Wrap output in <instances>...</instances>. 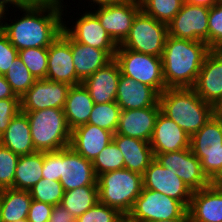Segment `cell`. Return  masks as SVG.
I'll use <instances>...</instances> for the list:
<instances>
[{"instance_id":"cell-10","label":"cell","mask_w":222,"mask_h":222,"mask_svg":"<svg viewBox=\"0 0 222 222\" xmlns=\"http://www.w3.org/2000/svg\"><path fill=\"white\" fill-rule=\"evenodd\" d=\"M92 8L95 9L92 12L98 17L101 26L117 45H121L127 38L134 18L141 10L140 2L136 0Z\"/></svg>"},{"instance_id":"cell-40","label":"cell","mask_w":222,"mask_h":222,"mask_svg":"<svg viewBox=\"0 0 222 222\" xmlns=\"http://www.w3.org/2000/svg\"><path fill=\"white\" fill-rule=\"evenodd\" d=\"M121 215L118 210L98 201L93 207L79 216L76 222H116Z\"/></svg>"},{"instance_id":"cell-13","label":"cell","mask_w":222,"mask_h":222,"mask_svg":"<svg viewBox=\"0 0 222 222\" xmlns=\"http://www.w3.org/2000/svg\"><path fill=\"white\" fill-rule=\"evenodd\" d=\"M70 85L38 79L20 98L21 111L30 112L47 108L63 109Z\"/></svg>"},{"instance_id":"cell-19","label":"cell","mask_w":222,"mask_h":222,"mask_svg":"<svg viewBox=\"0 0 222 222\" xmlns=\"http://www.w3.org/2000/svg\"><path fill=\"white\" fill-rule=\"evenodd\" d=\"M160 111V105L121 110L116 134L150 142Z\"/></svg>"},{"instance_id":"cell-58","label":"cell","mask_w":222,"mask_h":222,"mask_svg":"<svg viewBox=\"0 0 222 222\" xmlns=\"http://www.w3.org/2000/svg\"><path fill=\"white\" fill-rule=\"evenodd\" d=\"M48 1H51V2H60V3H64V1L63 0H48Z\"/></svg>"},{"instance_id":"cell-17","label":"cell","mask_w":222,"mask_h":222,"mask_svg":"<svg viewBox=\"0 0 222 222\" xmlns=\"http://www.w3.org/2000/svg\"><path fill=\"white\" fill-rule=\"evenodd\" d=\"M63 21V29L77 42L102 50H117L118 45L101 26L98 17L90 10L86 11L73 23L67 26ZM69 27V28H68Z\"/></svg>"},{"instance_id":"cell-44","label":"cell","mask_w":222,"mask_h":222,"mask_svg":"<svg viewBox=\"0 0 222 222\" xmlns=\"http://www.w3.org/2000/svg\"><path fill=\"white\" fill-rule=\"evenodd\" d=\"M53 205L38 202L32 199L27 220L29 222H48L51 212H52Z\"/></svg>"},{"instance_id":"cell-43","label":"cell","mask_w":222,"mask_h":222,"mask_svg":"<svg viewBox=\"0 0 222 222\" xmlns=\"http://www.w3.org/2000/svg\"><path fill=\"white\" fill-rule=\"evenodd\" d=\"M42 177L54 181L60 180V150L43 152Z\"/></svg>"},{"instance_id":"cell-56","label":"cell","mask_w":222,"mask_h":222,"mask_svg":"<svg viewBox=\"0 0 222 222\" xmlns=\"http://www.w3.org/2000/svg\"><path fill=\"white\" fill-rule=\"evenodd\" d=\"M30 2H47L48 0H29Z\"/></svg>"},{"instance_id":"cell-14","label":"cell","mask_w":222,"mask_h":222,"mask_svg":"<svg viewBox=\"0 0 222 222\" xmlns=\"http://www.w3.org/2000/svg\"><path fill=\"white\" fill-rule=\"evenodd\" d=\"M46 79L70 86L77 85V75L71 52V36L64 29L48 47Z\"/></svg>"},{"instance_id":"cell-7","label":"cell","mask_w":222,"mask_h":222,"mask_svg":"<svg viewBox=\"0 0 222 222\" xmlns=\"http://www.w3.org/2000/svg\"><path fill=\"white\" fill-rule=\"evenodd\" d=\"M114 59L118 62L122 75L154 88L159 94L166 89L161 57L118 45Z\"/></svg>"},{"instance_id":"cell-24","label":"cell","mask_w":222,"mask_h":222,"mask_svg":"<svg viewBox=\"0 0 222 222\" xmlns=\"http://www.w3.org/2000/svg\"><path fill=\"white\" fill-rule=\"evenodd\" d=\"M187 210L192 222H222V189L210 184L193 191Z\"/></svg>"},{"instance_id":"cell-50","label":"cell","mask_w":222,"mask_h":222,"mask_svg":"<svg viewBox=\"0 0 222 222\" xmlns=\"http://www.w3.org/2000/svg\"><path fill=\"white\" fill-rule=\"evenodd\" d=\"M124 1H126V0H90V2H93V3H91L90 8L93 4H94L93 7L94 6L97 7V6L106 5V4H118V3H121V2H124Z\"/></svg>"},{"instance_id":"cell-31","label":"cell","mask_w":222,"mask_h":222,"mask_svg":"<svg viewBox=\"0 0 222 222\" xmlns=\"http://www.w3.org/2000/svg\"><path fill=\"white\" fill-rule=\"evenodd\" d=\"M98 201V185H88L64 191L61 205L78 218Z\"/></svg>"},{"instance_id":"cell-27","label":"cell","mask_w":222,"mask_h":222,"mask_svg":"<svg viewBox=\"0 0 222 222\" xmlns=\"http://www.w3.org/2000/svg\"><path fill=\"white\" fill-rule=\"evenodd\" d=\"M93 107L94 102L82 83L71 86L63 108L70 129L87 124Z\"/></svg>"},{"instance_id":"cell-54","label":"cell","mask_w":222,"mask_h":222,"mask_svg":"<svg viewBox=\"0 0 222 222\" xmlns=\"http://www.w3.org/2000/svg\"><path fill=\"white\" fill-rule=\"evenodd\" d=\"M116 222H139L133 219L129 214H122Z\"/></svg>"},{"instance_id":"cell-39","label":"cell","mask_w":222,"mask_h":222,"mask_svg":"<svg viewBox=\"0 0 222 222\" xmlns=\"http://www.w3.org/2000/svg\"><path fill=\"white\" fill-rule=\"evenodd\" d=\"M209 47L222 50V2L209 8Z\"/></svg>"},{"instance_id":"cell-12","label":"cell","mask_w":222,"mask_h":222,"mask_svg":"<svg viewBox=\"0 0 222 222\" xmlns=\"http://www.w3.org/2000/svg\"><path fill=\"white\" fill-rule=\"evenodd\" d=\"M143 188L158 191L180 201L187 209L192 197V190L172 169L164 168L155 158L143 174Z\"/></svg>"},{"instance_id":"cell-42","label":"cell","mask_w":222,"mask_h":222,"mask_svg":"<svg viewBox=\"0 0 222 222\" xmlns=\"http://www.w3.org/2000/svg\"><path fill=\"white\" fill-rule=\"evenodd\" d=\"M18 56V50L9 42L8 37L0 30V75H5Z\"/></svg>"},{"instance_id":"cell-16","label":"cell","mask_w":222,"mask_h":222,"mask_svg":"<svg viewBox=\"0 0 222 222\" xmlns=\"http://www.w3.org/2000/svg\"><path fill=\"white\" fill-rule=\"evenodd\" d=\"M197 95L215 107L222 99V50L212 49L203 62L193 87Z\"/></svg>"},{"instance_id":"cell-18","label":"cell","mask_w":222,"mask_h":222,"mask_svg":"<svg viewBox=\"0 0 222 222\" xmlns=\"http://www.w3.org/2000/svg\"><path fill=\"white\" fill-rule=\"evenodd\" d=\"M191 136L179 125L159 112L150 141L153 155L190 148Z\"/></svg>"},{"instance_id":"cell-59","label":"cell","mask_w":222,"mask_h":222,"mask_svg":"<svg viewBox=\"0 0 222 222\" xmlns=\"http://www.w3.org/2000/svg\"><path fill=\"white\" fill-rule=\"evenodd\" d=\"M0 222H2L1 221V198H0Z\"/></svg>"},{"instance_id":"cell-15","label":"cell","mask_w":222,"mask_h":222,"mask_svg":"<svg viewBox=\"0 0 222 222\" xmlns=\"http://www.w3.org/2000/svg\"><path fill=\"white\" fill-rule=\"evenodd\" d=\"M60 183L64 191L88 185H98L92 162L70 146L60 150Z\"/></svg>"},{"instance_id":"cell-52","label":"cell","mask_w":222,"mask_h":222,"mask_svg":"<svg viewBox=\"0 0 222 222\" xmlns=\"http://www.w3.org/2000/svg\"><path fill=\"white\" fill-rule=\"evenodd\" d=\"M211 185L214 187L222 189V169L219 173L211 180Z\"/></svg>"},{"instance_id":"cell-6","label":"cell","mask_w":222,"mask_h":222,"mask_svg":"<svg viewBox=\"0 0 222 222\" xmlns=\"http://www.w3.org/2000/svg\"><path fill=\"white\" fill-rule=\"evenodd\" d=\"M190 148L211 181L222 169V117L213 115L191 136Z\"/></svg>"},{"instance_id":"cell-36","label":"cell","mask_w":222,"mask_h":222,"mask_svg":"<svg viewBox=\"0 0 222 222\" xmlns=\"http://www.w3.org/2000/svg\"><path fill=\"white\" fill-rule=\"evenodd\" d=\"M18 56L36 80L46 79L48 48L21 49L18 51Z\"/></svg>"},{"instance_id":"cell-47","label":"cell","mask_w":222,"mask_h":222,"mask_svg":"<svg viewBox=\"0 0 222 222\" xmlns=\"http://www.w3.org/2000/svg\"><path fill=\"white\" fill-rule=\"evenodd\" d=\"M20 98L12 91L10 84L3 75H0V99Z\"/></svg>"},{"instance_id":"cell-11","label":"cell","mask_w":222,"mask_h":222,"mask_svg":"<svg viewBox=\"0 0 222 222\" xmlns=\"http://www.w3.org/2000/svg\"><path fill=\"white\" fill-rule=\"evenodd\" d=\"M209 7L184 2L181 10L168 24V35L204 41L209 46Z\"/></svg>"},{"instance_id":"cell-25","label":"cell","mask_w":222,"mask_h":222,"mask_svg":"<svg viewBox=\"0 0 222 222\" xmlns=\"http://www.w3.org/2000/svg\"><path fill=\"white\" fill-rule=\"evenodd\" d=\"M113 141L124 156V168L143 175L154 159L150 142L116 133L113 135Z\"/></svg>"},{"instance_id":"cell-33","label":"cell","mask_w":222,"mask_h":222,"mask_svg":"<svg viewBox=\"0 0 222 222\" xmlns=\"http://www.w3.org/2000/svg\"><path fill=\"white\" fill-rule=\"evenodd\" d=\"M121 108L114 102L95 104L88 123L113 132L117 131Z\"/></svg>"},{"instance_id":"cell-1","label":"cell","mask_w":222,"mask_h":222,"mask_svg":"<svg viewBox=\"0 0 222 222\" xmlns=\"http://www.w3.org/2000/svg\"><path fill=\"white\" fill-rule=\"evenodd\" d=\"M65 9L60 2H30L20 7L24 12L18 19L4 22L1 31L9 42L19 51L28 48H48L63 29L62 13Z\"/></svg>"},{"instance_id":"cell-20","label":"cell","mask_w":222,"mask_h":222,"mask_svg":"<svg viewBox=\"0 0 222 222\" xmlns=\"http://www.w3.org/2000/svg\"><path fill=\"white\" fill-rule=\"evenodd\" d=\"M113 132L87 123L71 132L70 147L93 162L96 156L113 140Z\"/></svg>"},{"instance_id":"cell-57","label":"cell","mask_w":222,"mask_h":222,"mask_svg":"<svg viewBox=\"0 0 222 222\" xmlns=\"http://www.w3.org/2000/svg\"><path fill=\"white\" fill-rule=\"evenodd\" d=\"M15 222H29V221H28L27 218H26V219L17 220V221H15Z\"/></svg>"},{"instance_id":"cell-55","label":"cell","mask_w":222,"mask_h":222,"mask_svg":"<svg viewBox=\"0 0 222 222\" xmlns=\"http://www.w3.org/2000/svg\"><path fill=\"white\" fill-rule=\"evenodd\" d=\"M214 113H215V115L222 117V99H221L220 102L214 107Z\"/></svg>"},{"instance_id":"cell-23","label":"cell","mask_w":222,"mask_h":222,"mask_svg":"<svg viewBox=\"0 0 222 222\" xmlns=\"http://www.w3.org/2000/svg\"><path fill=\"white\" fill-rule=\"evenodd\" d=\"M159 95L154 88L121 74L115 101L121 110L141 109L160 105Z\"/></svg>"},{"instance_id":"cell-29","label":"cell","mask_w":222,"mask_h":222,"mask_svg":"<svg viewBox=\"0 0 222 222\" xmlns=\"http://www.w3.org/2000/svg\"><path fill=\"white\" fill-rule=\"evenodd\" d=\"M43 152L20 156L15 169L13 188L29 191L42 177Z\"/></svg>"},{"instance_id":"cell-22","label":"cell","mask_w":222,"mask_h":222,"mask_svg":"<svg viewBox=\"0 0 222 222\" xmlns=\"http://www.w3.org/2000/svg\"><path fill=\"white\" fill-rule=\"evenodd\" d=\"M71 52L77 75V85L90 77L98 69L111 62L116 50H102L81 44L71 37Z\"/></svg>"},{"instance_id":"cell-49","label":"cell","mask_w":222,"mask_h":222,"mask_svg":"<svg viewBox=\"0 0 222 222\" xmlns=\"http://www.w3.org/2000/svg\"><path fill=\"white\" fill-rule=\"evenodd\" d=\"M186 3L194 4V5H199V6H206V7H211L214 4L218 3V0H184Z\"/></svg>"},{"instance_id":"cell-26","label":"cell","mask_w":222,"mask_h":222,"mask_svg":"<svg viewBox=\"0 0 222 222\" xmlns=\"http://www.w3.org/2000/svg\"><path fill=\"white\" fill-rule=\"evenodd\" d=\"M0 145L10 149L18 156L36 152L33 146L27 115L20 111L14 116L6 131L0 135Z\"/></svg>"},{"instance_id":"cell-41","label":"cell","mask_w":222,"mask_h":222,"mask_svg":"<svg viewBox=\"0 0 222 222\" xmlns=\"http://www.w3.org/2000/svg\"><path fill=\"white\" fill-rule=\"evenodd\" d=\"M20 111V98L0 99V135L6 131L12 118Z\"/></svg>"},{"instance_id":"cell-3","label":"cell","mask_w":222,"mask_h":222,"mask_svg":"<svg viewBox=\"0 0 222 222\" xmlns=\"http://www.w3.org/2000/svg\"><path fill=\"white\" fill-rule=\"evenodd\" d=\"M161 112L192 136L215 114L193 88H166L159 95Z\"/></svg>"},{"instance_id":"cell-46","label":"cell","mask_w":222,"mask_h":222,"mask_svg":"<svg viewBox=\"0 0 222 222\" xmlns=\"http://www.w3.org/2000/svg\"><path fill=\"white\" fill-rule=\"evenodd\" d=\"M76 217L61 204L54 205L48 222H76Z\"/></svg>"},{"instance_id":"cell-2","label":"cell","mask_w":222,"mask_h":222,"mask_svg":"<svg viewBox=\"0 0 222 222\" xmlns=\"http://www.w3.org/2000/svg\"><path fill=\"white\" fill-rule=\"evenodd\" d=\"M211 50L204 41L168 35L161 57L166 88H193Z\"/></svg>"},{"instance_id":"cell-45","label":"cell","mask_w":222,"mask_h":222,"mask_svg":"<svg viewBox=\"0 0 222 222\" xmlns=\"http://www.w3.org/2000/svg\"><path fill=\"white\" fill-rule=\"evenodd\" d=\"M154 158L167 169H172L174 171L179 170L181 165V150L166 152L163 154H156Z\"/></svg>"},{"instance_id":"cell-51","label":"cell","mask_w":222,"mask_h":222,"mask_svg":"<svg viewBox=\"0 0 222 222\" xmlns=\"http://www.w3.org/2000/svg\"><path fill=\"white\" fill-rule=\"evenodd\" d=\"M154 222H192V221L189 212L187 211L182 217L169 220L154 221Z\"/></svg>"},{"instance_id":"cell-8","label":"cell","mask_w":222,"mask_h":222,"mask_svg":"<svg viewBox=\"0 0 222 222\" xmlns=\"http://www.w3.org/2000/svg\"><path fill=\"white\" fill-rule=\"evenodd\" d=\"M167 36L168 25L140 10L121 46L135 52L162 57Z\"/></svg>"},{"instance_id":"cell-5","label":"cell","mask_w":222,"mask_h":222,"mask_svg":"<svg viewBox=\"0 0 222 222\" xmlns=\"http://www.w3.org/2000/svg\"><path fill=\"white\" fill-rule=\"evenodd\" d=\"M99 202L129 214L143 189V175L126 168L105 172L97 177Z\"/></svg>"},{"instance_id":"cell-38","label":"cell","mask_w":222,"mask_h":222,"mask_svg":"<svg viewBox=\"0 0 222 222\" xmlns=\"http://www.w3.org/2000/svg\"><path fill=\"white\" fill-rule=\"evenodd\" d=\"M19 157L10 149L0 145V190L13 188Z\"/></svg>"},{"instance_id":"cell-35","label":"cell","mask_w":222,"mask_h":222,"mask_svg":"<svg viewBox=\"0 0 222 222\" xmlns=\"http://www.w3.org/2000/svg\"><path fill=\"white\" fill-rule=\"evenodd\" d=\"M96 177L99 175L124 168V156L119 150L116 143L112 140L104 149L96 156L92 162Z\"/></svg>"},{"instance_id":"cell-21","label":"cell","mask_w":222,"mask_h":222,"mask_svg":"<svg viewBox=\"0 0 222 222\" xmlns=\"http://www.w3.org/2000/svg\"><path fill=\"white\" fill-rule=\"evenodd\" d=\"M120 76L119 64L113 59L85 79L82 84L88 90L95 104L114 102Z\"/></svg>"},{"instance_id":"cell-53","label":"cell","mask_w":222,"mask_h":222,"mask_svg":"<svg viewBox=\"0 0 222 222\" xmlns=\"http://www.w3.org/2000/svg\"><path fill=\"white\" fill-rule=\"evenodd\" d=\"M8 11V12H7ZM9 11L10 10H7L5 7H3L1 4H0V30L4 24V20L6 21V19L8 20V18H6L9 14ZM7 12V13H6ZM4 19V20H3ZM3 20V21H2Z\"/></svg>"},{"instance_id":"cell-32","label":"cell","mask_w":222,"mask_h":222,"mask_svg":"<svg viewBox=\"0 0 222 222\" xmlns=\"http://www.w3.org/2000/svg\"><path fill=\"white\" fill-rule=\"evenodd\" d=\"M141 10L168 25L181 10L184 0H140Z\"/></svg>"},{"instance_id":"cell-30","label":"cell","mask_w":222,"mask_h":222,"mask_svg":"<svg viewBox=\"0 0 222 222\" xmlns=\"http://www.w3.org/2000/svg\"><path fill=\"white\" fill-rule=\"evenodd\" d=\"M176 174L192 191L206 188L211 184L202 171L200 160L192 153L191 148L181 150V165Z\"/></svg>"},{"instance_id":"cell-37","label":"cell","mask_w":222,"mask_h":222,"mask_svg":"<svg viewBox=\"0 0 222 222\" xmlns=\"http://www.w3.org/2000/svg\"><path fill=\"white\" fill-rule=\"evenodd\" d=\"M31 198L51 205L61 204L64 189L60 181L41 178L30 190Z\"/></svg>"},{"instance_id":"cell-4","label":"cell","mask_w":222,"mask_h":222,"mask_svg":"<svg viewBox=\"0 0 222 222\" xmlns=\"http://www.w3.org/2000/svg\"><path fill=\"white\" fill-rule=\"evenodd\" d=\"M24 113L29 120L35 151L51 152L69 147L72 130L63 109L47 108Z\"/></svg>"},{"instance_id":"cell-28","label":"cell","mask_w":222,"mask_h":222,"mask_svg":"<svg viewBox=\"0 0 222 222\" xmlns=\"http://www.w3.org/2000/svg\"><path fill=\"white\" fill-rule=\"evenodd\" d=\"M1 221L15 222L26 219L32 202L30 192L7 188L0 190Z\"/></svg>"},{"instance_id":"cell-9","label":"cell","mask_w":222,"mask_h":222,"mask_svg":"<svg viewBox=\"0 0 222 222\" xmlns=\"http://www.w3.org/2000/svg\"><path fill=\"white\" fill-rule=\"evenodd\" d=\"M187 211L180 201L158 191L143 188L129 215L139 222H154L179 218Z\"/></svg>"},{"instance_id":"cell-48","label":"cell","mask_w":222,"mask_h":222,"mask_svg":"<svg viewBox=\"0 0 222 222\" xmlns=\"http://www.w3.org/2000/svg\"><path fill=\"white\" fill-rule=\"evenodd\" d=\"M30 3L29 0H0V4L5 7L7 10L9 9L8 7L12 6L14 8H20L23 6H26ZM9 5V6H8Z\"/></svg>"},{"instance_id":"cell-34","label":"cell","mask_w":222,"mask_h":222,"mask_svg":"<svg viewBox=\"0 0 222 222\" xmlns=\"http://www.w3.org/2000/svg\"><path fill=\"white\" fill-rule=\"evenodd\" d=\"M4 77L15 95L20 98L36 81L19 56L13 61Z\"/></svg>"}]
</instances>
